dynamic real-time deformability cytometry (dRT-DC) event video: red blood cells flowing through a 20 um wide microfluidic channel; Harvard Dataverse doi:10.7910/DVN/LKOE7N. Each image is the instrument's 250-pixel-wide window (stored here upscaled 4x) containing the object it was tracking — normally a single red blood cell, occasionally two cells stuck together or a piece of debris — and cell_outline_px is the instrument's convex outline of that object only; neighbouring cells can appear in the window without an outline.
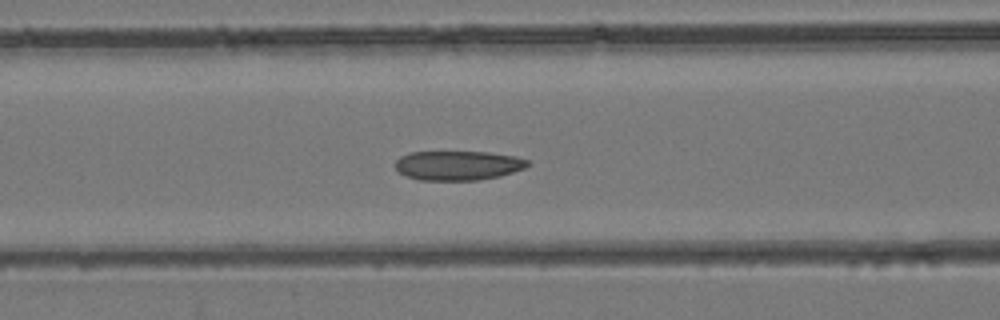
{"species": "common noctule bat (a hibernating species)", "species_latin": "Nyctalus noctula", "temperature_condition": "room temperature", "stored_images_in_passage": 33, "camera_frame_rate_fps": 3000, "um_per_image_px": 0.085, "animal": {"sex": "female", "body_mass_g": 24.6, "forearm_length_mm": 56.2}, "frame": {"image": 1, "passage_image": 7, "time_ms": 2.0, "image_size_px": [1000, 320], "cell_outline_px": [[532, 164], [524, 168], [500, 176], [480, 180], [420, 180], [408, 176], [400, 172], [396, 168], [396, 160], [400, 156], [412, 152], [488, 152], [516, 156], [528, 160]], "centroid_in_image_um": [38.97, 14.06], "position_along_channel_um": 127.6, "area_um2": 22.66}}
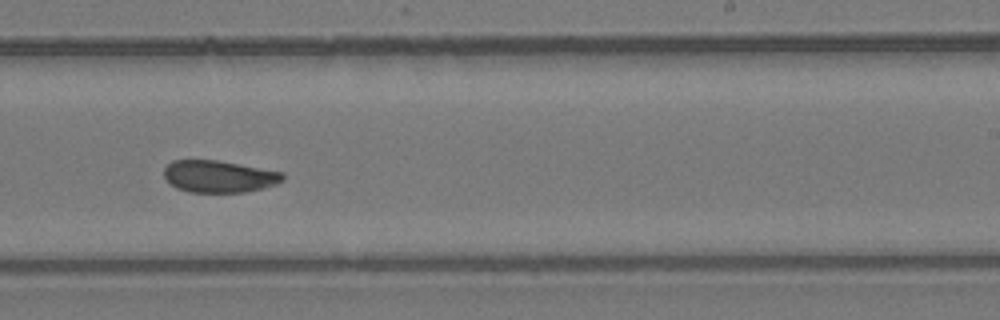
{"frame": {"image": 2, "passage_image": 16, "time_ms": 5.0, "image_size_px": [1000, 320], "cell_outline_px": [[284, 180], [276, 184], [244, 192], [188, 192], [176, 188], [164, 176], [164, 168], [172, 160], [216, 160], [284, 172]], "centroid_in_image_um": [18.61, 14.99], "position_along_channel_um": 270.4, "area_um2": 22.02}}
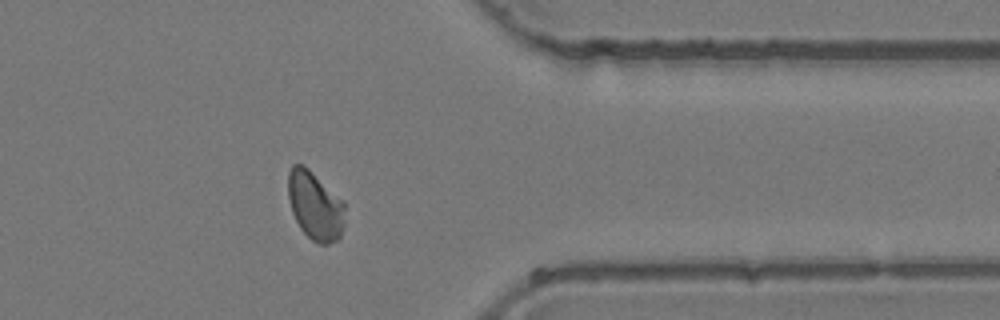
{"frame": {"image": 3, "passage_image": 24, "time_ms": 7.667, "image_size_px": [1000, 320], "cell_outline_px": [[344, 224], [340, 236], [336, 240], [328, 244], [320, 244], [312, 240], [300, 228], [292, 212], [288, 196], [288, 172], [292, 164], [304, 164], [344, 200]], "centroid_in_image_um": [26.78, 17.45], "position_along_channel_um": 384.6, "area_um2": 22.83}}